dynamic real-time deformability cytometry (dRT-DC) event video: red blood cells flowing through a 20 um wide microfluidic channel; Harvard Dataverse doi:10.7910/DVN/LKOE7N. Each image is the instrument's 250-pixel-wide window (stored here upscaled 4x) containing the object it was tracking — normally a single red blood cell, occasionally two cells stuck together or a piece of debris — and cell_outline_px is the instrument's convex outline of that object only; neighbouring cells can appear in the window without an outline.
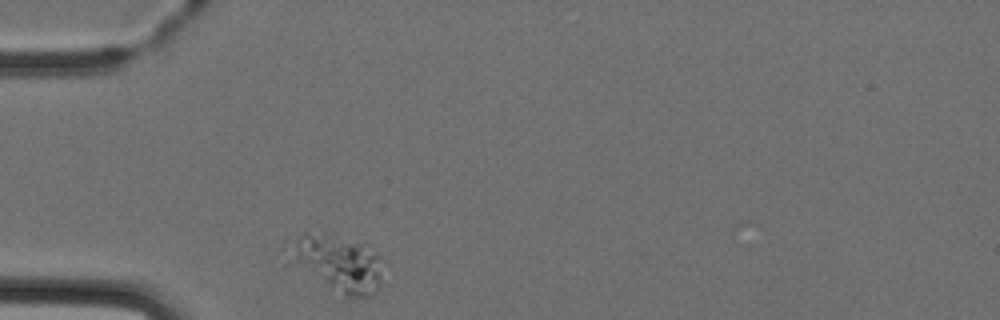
{"species": "Egyptian fruit bat (a non-hibernating species)", "species_latin": "Rousettus aegyptiacus", "temperature_condition": "cold", "stored_images_in_passage": 1, "camera_frame_rate_fps": 3000, "um_per_image_px": 0.085, "animal": {"sex": "female"}, "frame": {"image": 1, "passage_image": 1, "time_ms": 0.0, "image_size_px": [1000, 320], "cell_outline_px": [[380, 288], [372, 296], [344, 296], [328, 288], [284, 264], [280, 248], [284, 240], [304, 232], [332, 232], [360, 244], [376, 252], [380, 256]], "centroid_in_image_um": [28.4, 22.32], "position_along_channel_um": 56.6, "area_um2": 33.41}}